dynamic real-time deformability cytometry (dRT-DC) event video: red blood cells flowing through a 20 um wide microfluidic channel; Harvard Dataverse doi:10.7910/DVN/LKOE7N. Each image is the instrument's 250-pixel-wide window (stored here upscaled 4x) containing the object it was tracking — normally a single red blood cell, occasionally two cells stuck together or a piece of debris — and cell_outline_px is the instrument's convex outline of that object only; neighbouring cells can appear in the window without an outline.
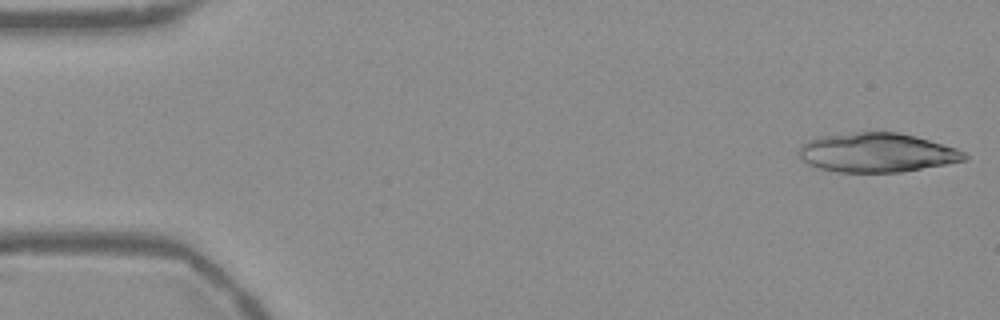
{"species": "Egyptian fruit bat (a non-hibernating species)", "species_latin": "Rousettus aegyptiacus", "temperature_condition": "warm", "stored_images_in_passage": 30, "camera_frame_rate_fps": 3000, "um_per_image_px": 0.085, "frame": {"image": 1, "passage_image": 1, "time_ms": 0.0, "image_size_px": [1000, 320], "cell_outline_px": [[968, 160], [900, 172], [836, 172], [820, 168], [808, 164], [800, 160], [800, 144], [816, 136], [856, 132], [900, 132], [916, 136], [956, 148], [964, 152], [968, 156]], "centroid_in_image_um": [74.51, 12.96], "position_along_channel_um": 10.5, "area_um2": 37.97}}